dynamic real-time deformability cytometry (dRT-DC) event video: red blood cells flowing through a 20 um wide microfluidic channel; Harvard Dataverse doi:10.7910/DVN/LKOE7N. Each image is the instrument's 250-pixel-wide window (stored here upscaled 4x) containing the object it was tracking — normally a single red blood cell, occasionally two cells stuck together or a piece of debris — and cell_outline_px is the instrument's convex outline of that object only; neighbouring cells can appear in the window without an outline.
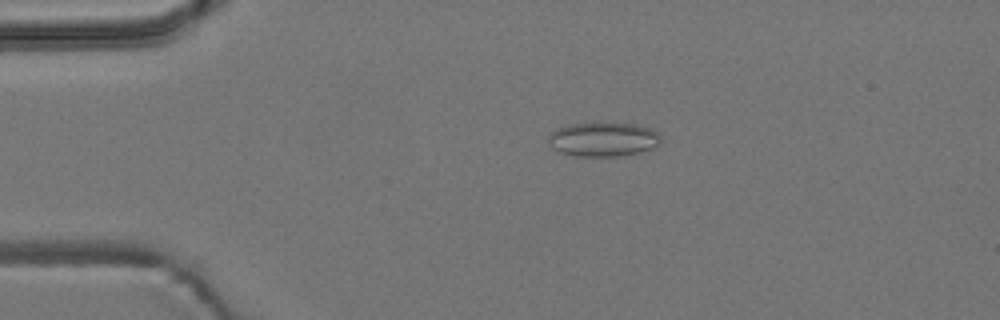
{"species": "common noctule bat (a hibernating species)", "species_latin": "Nyctalus noctula", "temperature_condition": "room temperature", "stored_images_in_passage": 4, "camera_frame_rate_fps": 3000, "um_per_image_px": 0.085, "animal": {"sex": "male", "body_mass_g": 19.2, "forearm_length_mm": 51.8}, "frame": {"image": 1, "passage_image": 1, "time_ms": 0.0, "image_size_px": [1000, 320], "cell_outline_px": [[660, 144], [652, 148], [640, 152], [624, 156], [572, 156], [560, 152], [552, 148], [548, 140], [548, 132], [556, 128], [568, 124], [592, 120], [600, 120], [636, 124], [652, 128], [660, 136]], "centroid_in_image_um": [51.23, 11.79], "position_along_channel_um": 33.8, "area_um2": 23.58}}
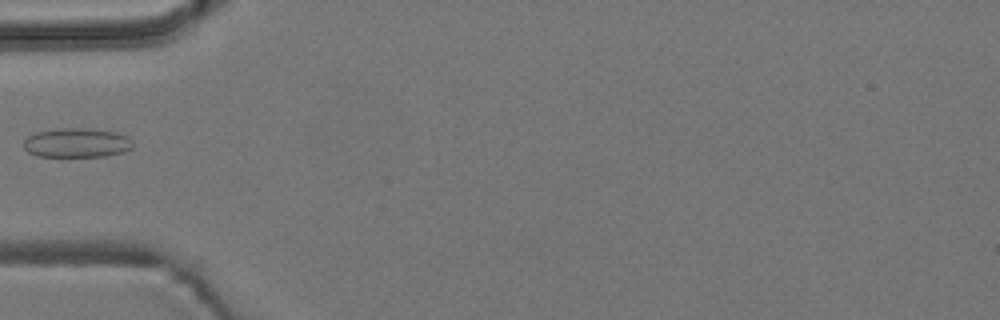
{"frame": {"image": 2, "passage_image": 3, "time_ms": 0.667, "image_size_px": [1000, 320], "cell_outline_px": [[132, 148], [124, 152], [104, 156], [36, 156], [28, 152], [24, 148], [24, 140], [28, 136], [36, 132], [56, 128], [84, 128], [116, 132], [128, 136], [132, 140]], "centroid_in_image_um": [6.52, 12.13], "position_along_channel_um": 78.5, "area_um2": 18.73}}
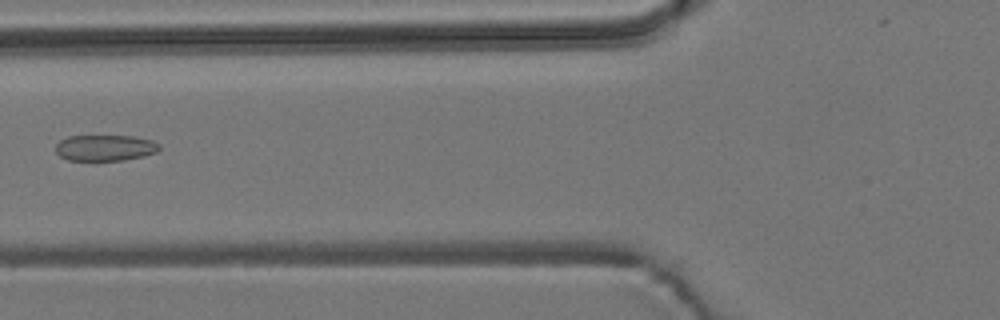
{"frame": {"image": 3, "passage_image": 4, "time_ms": 1.0, "image_size_px": [1000, 320], "cell_outline_px": [[160, 148], [156, 152], [144, 156], [124, 160], [96, 164], [68, 160], [60, 156], [56, 152], [56, 144], [60, 140], [68, 136], [136, 136], [152, 140], [160, 144]], "centroid_in_image_um": [8.91, 12.61], "position_along_channel_um": 116.9, "area_um2": 16.59}}